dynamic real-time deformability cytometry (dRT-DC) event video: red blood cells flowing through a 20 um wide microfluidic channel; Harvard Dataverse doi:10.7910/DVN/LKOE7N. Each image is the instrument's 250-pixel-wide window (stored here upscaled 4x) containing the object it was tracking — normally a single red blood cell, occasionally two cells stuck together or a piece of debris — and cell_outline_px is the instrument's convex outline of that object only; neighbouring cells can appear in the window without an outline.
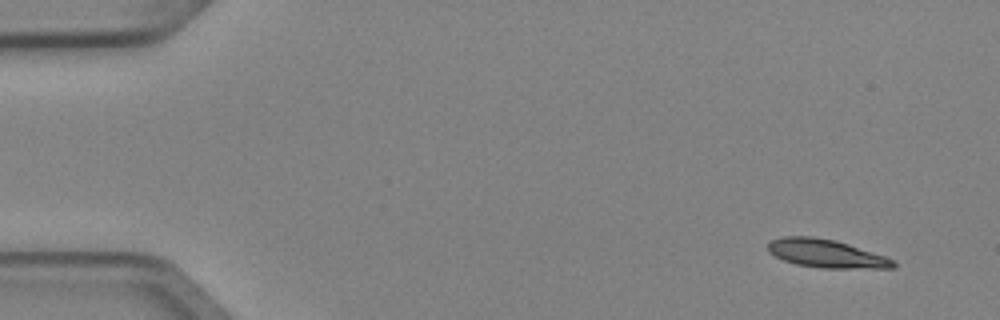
{"species": "Egyptian fruit bat (a non-hibernating species)", "species_latin": "Rousettus aegyptiacus", "temperature_condition": "cold", "stored_images_in_passage": 4, "camera_frame_rate_fps": 3000, "um_per_image_px": 0.085, "animal": {"sex": "female"}, "frame": {"image": 1, "passage_image": 1, "time_ms": 0.0, "image_size_px": [1000, 320], "cell_outline_px": [[896, 268], [824, 268], [796, 264], [784, 260], [768, 252], [768, 244], [772, 240], [784, 236], [812, 236], [836, 240], [896, 260]], "centroid_in_image_um": [70.24, 21.55], "position_along_channel_um": 14.8, "area_um2": 20.52}}
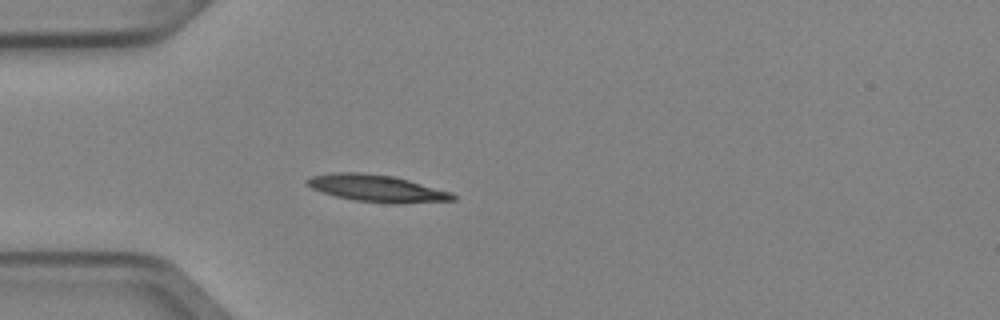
{"frame": {"image": 2, "passage_image": 4, "time_ms": 1.0, "image_size_px": [1000, 320], "cell_outline_px": [[456, 200], [400, 204], [392, 204], [352, 200], [336, 196], [312, 188], [304, 180], [308, 176], [328, 172], [356, 172], [396, 176], [452, 192], [456, 196]], "centroid_in_image_um": [32.04, 16.0], "position_along_channel_um": 53.0, "area_um2": 23.29}}